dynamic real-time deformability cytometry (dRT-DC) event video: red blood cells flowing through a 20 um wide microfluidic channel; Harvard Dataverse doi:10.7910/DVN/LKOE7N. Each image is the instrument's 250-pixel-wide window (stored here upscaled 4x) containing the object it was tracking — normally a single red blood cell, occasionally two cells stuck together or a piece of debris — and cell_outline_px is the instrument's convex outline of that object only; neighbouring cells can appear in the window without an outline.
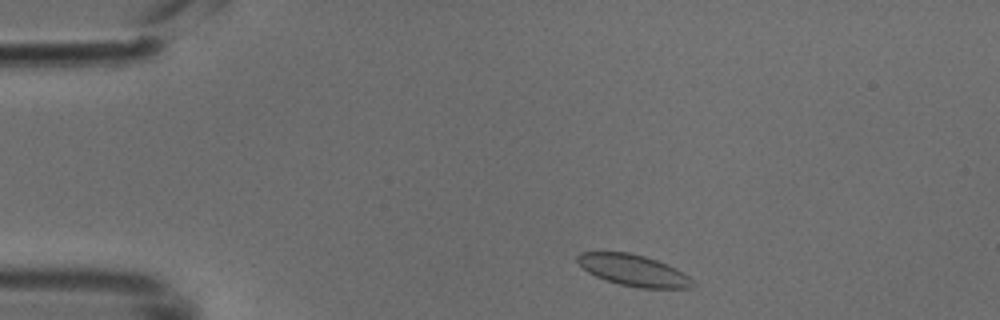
{"species": "common noctule bat (a hibernating species)", "species_latin": "Nyctalus noctula", "temperature_condition": "cold", "stored_images_in_passage": 44, "camera_frame_rate_fps": 3000, "um_per_image_px": 0.085, "animal": {"sex": "male", "body_mass_g": 18.8}, "frame": {"image": 1, "passage_image": 3, "time_ms": 0.667, "image_size_px": [1000, 320], "cell_outline_px": [[696, 284], [692, 288], [640, 288], [620, 284], [596, 276], [588, 272], [576, 260], [576, 256], [580, 252], [628, 252], [644, 256], [656, 260], [676, 268], [688, 276]], "centroid_in_image_um": [53.86, 22.98], "position_along_channel_um": 31.1, "area_um2": 20.87}}
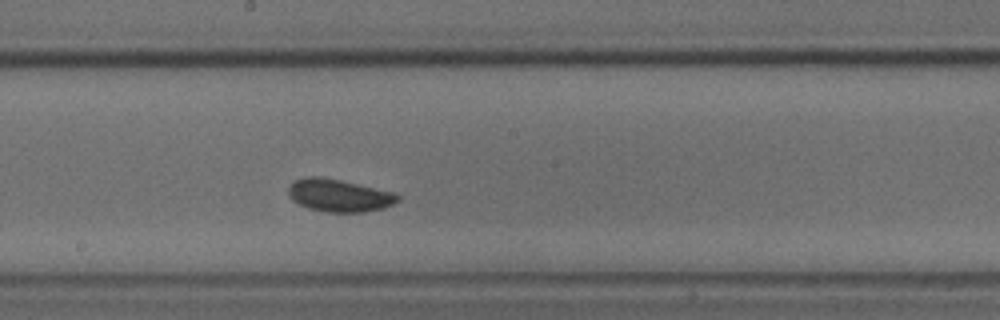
{"frame": {"image": 2, "passage_image": 21, "time_ms": 6.667, "image_size_px": [1000, 320], "cell_outline_px": [[400, 200], [384, 208], [364, 212], [324, 212], [308, 208], [292, 200], [288, 196], [288, 188], [296, 180], [308, 176], [316, 176], [340, 180], [396, 192], [400, 196]], "centroid_in_image_um": [28.85, 16.62], "position_along_channel_um": 219.4, "area_um2": 20.81}}
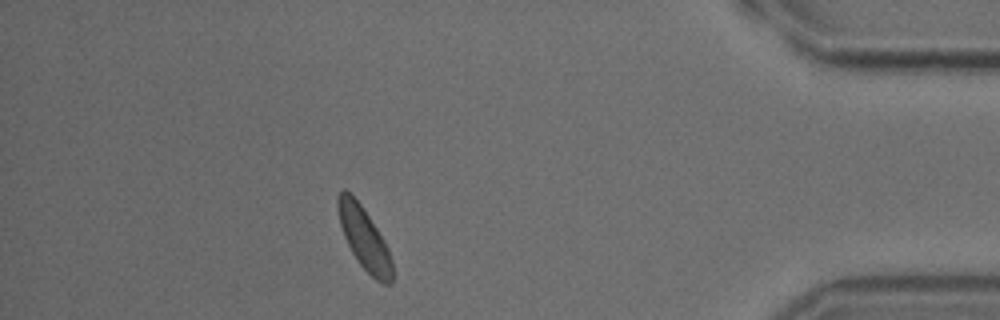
{"frame": {"image": 3, "passage_image": 38, "time_ms": 12.333, "image_size_px": [1000, 320], "cell_outline_px": [[392, 284], [384, 284], [376, 280], [360, 264], [352, 252], [344, 236], [340, 224], [336, 204], [336, 200], [340, 192], [344, 188], [360, 204], [384, 240], [388, 248], [392, 260]], "centroid_in_image_um": [30.96, 20.28], "position_along_channel_um": 404.2, "area_um2": 19.31}}